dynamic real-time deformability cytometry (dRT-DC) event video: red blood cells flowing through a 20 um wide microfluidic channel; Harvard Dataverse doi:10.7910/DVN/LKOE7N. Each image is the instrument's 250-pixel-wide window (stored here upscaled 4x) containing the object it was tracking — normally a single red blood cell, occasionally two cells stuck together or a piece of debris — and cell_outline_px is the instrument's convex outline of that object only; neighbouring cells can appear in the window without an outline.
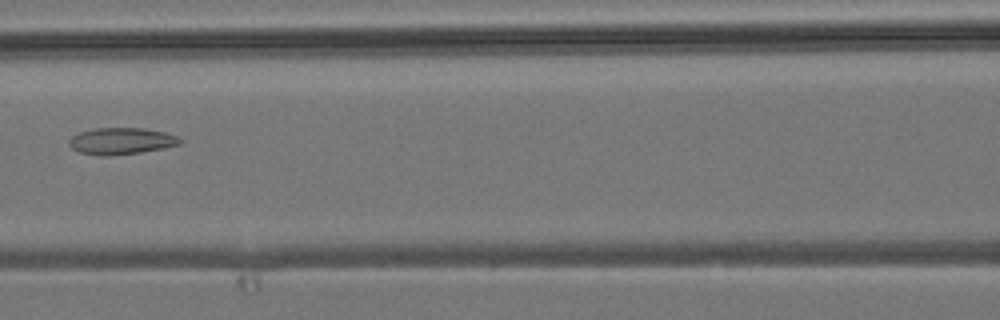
{"species": "common noctule bat (a hibernating species)", "species_latin": "Nyctalus noctula", "temperature_condition": "room temperature", "stored_images_in_passage": 5, "camera_frame_rate_fps": 3000, "um_per_image_px": 0.085, "animal": {"sex": "male", "body_mass_g": 19.2, "forearm_length_mm": 51.8}, "frame": {"image": 1, "passage_image": 4, "time_ms": 3.667, "image_size_px": [1000, 320], "cell_outline_px": [[184, 140], [180, 144], [164, 148], [140, 152], [108, 156], [104, 156], [80, 152], [72, 148], [68, 144], [68, 140], [72, 136], [80, 132], [92, 128], [144, 128], [164, 132], [176, 136]], "centroid_in_image_um": [10.3, 11.98], "position_along_channel_um": 156.3, "area_um2": 17.22}}
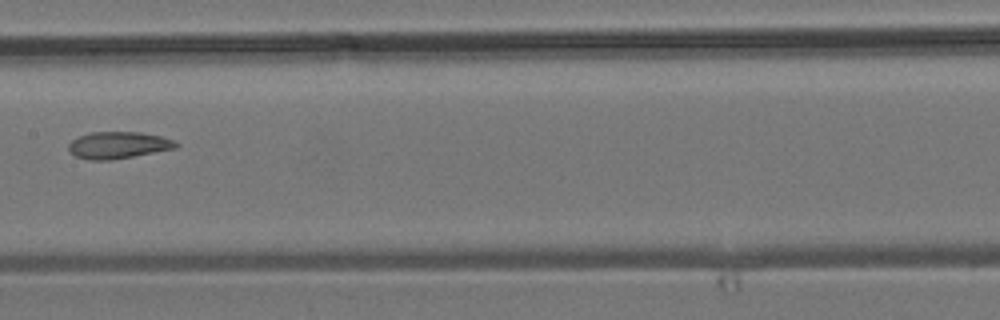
{"frame": {"image": 2, "passage_image": 5, "time_ms": 4.667, "image_size_px": [1000, 320], "cell_outline_px": [[180, 144], [176, 148], [112, 160], [88, 160], [76, 156], [68, 152], [68, 144], [72, 140], [80, 136], [92, 132], [140, 132], [160, 136], [172, 140]], "centroid_in_image_um": [10.02, 12.34], "position_along_channel_um": 197.4, "area_um2": 16.76}}